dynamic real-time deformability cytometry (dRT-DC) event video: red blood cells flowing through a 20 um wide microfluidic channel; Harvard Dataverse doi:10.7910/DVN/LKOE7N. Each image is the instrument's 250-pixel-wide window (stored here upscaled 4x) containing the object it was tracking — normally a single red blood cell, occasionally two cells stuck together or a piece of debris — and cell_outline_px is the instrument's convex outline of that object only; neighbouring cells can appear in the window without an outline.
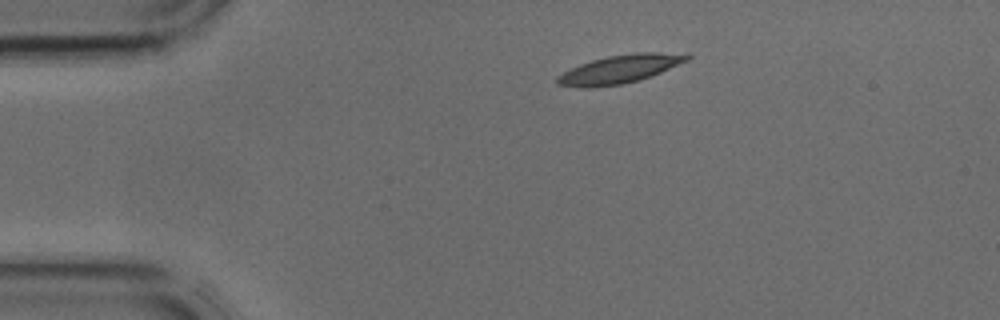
{"species": "common noctule bat (a hibernating species)", "species_latin": "Nyctalus noctula", "temperature_condition": "cold", "stored_images_in_passage": 36, "camera_frame_rate_fps": 3000, "um_per_image_px": 0.085, "animal": {"sex": "male", "body_mass_g": 17.9, "forearm_length_mm": 54.2}, "frame": {"image": 1, "passage_image": 1, "time_ms": 0.0, "image_size_px": [1000, 320], "cell_outline_px": [[692, 56], [688, 60], [660, 72], [624, 84], [596, 88], [580, 88], [556, 84], [556, 76], [580, 64], [592, 60], [608, 56], [636, 52], [656, 52]], "centroid_in_image_um": [52.58, 5.9], "position_along_channel_um": 32.4, "area_um2": 21.1}}
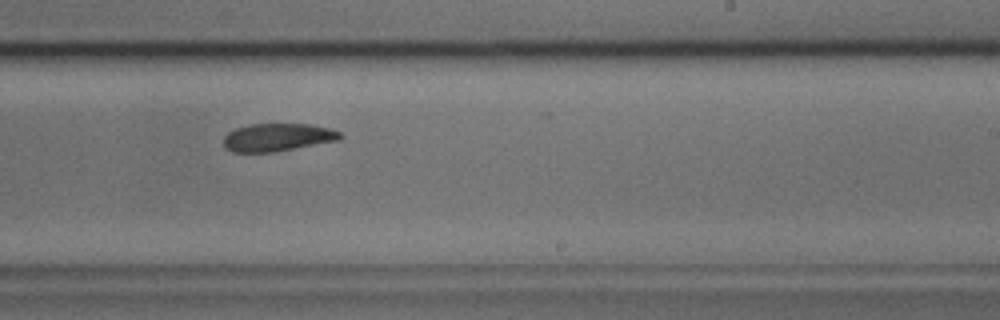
{"frame": {"image": 2, "passage_image": 19, "time_ms": 6.0, "image_size_px": [1000, 320], "cell_outline_px": [[344, 136], [340, 140], [272, 152], [232, 152], [224, 148], [224, 136], [228, 132], [236, 128], [248, 124], [308, 124], [328, 128], [340, 132]], "centroid_in_image_um": [23.57, 11.67], "position_along_channel_um": 265.4, "area_um2": 18.9}}
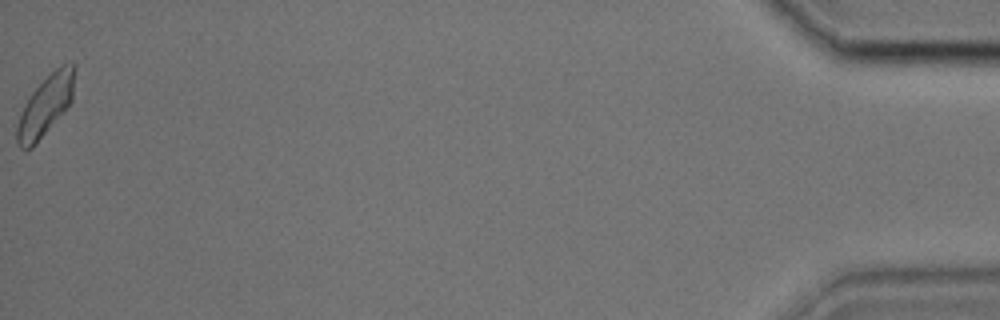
{"frame": {"image": 3, "passage_image": 36, "time_ms": 11.667, "image_size_px": [1000, 320], "cell_outline_px": [[76, 64], [72, 100], [64, 112], [32, 148], [20, 148], [16, 144], [16, 128], [20, 116], [28, 96], [60, 64]], "centroid_in_image_um": [3.88, 8.99], "position_along_channel_um": 431.3, "area_um2": 20.06}}